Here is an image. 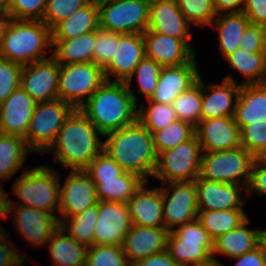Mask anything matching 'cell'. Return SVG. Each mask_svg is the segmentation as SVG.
Listing matches in <instances>:
<instances>
[{"label": "cell", "instance_id": "9", "mask_svg": "<svg viewBox=\"0 0 266 266\" xmlns=\"http://www.w3.org/2000/svg\"><path fill=\"white\" fill-rule=\"evenodd\" d=\"M202 149L194 134L175 148L157 155L153 177L163 183L189 182L199 176Z\"/></svg>", "mask_w": 266, "mask_h": 266}, {"label": "cell", "instance_id": "46", "mask_svg": "<svg viewBox=\"0 0 266 266\" xmlns=\"http://www.w3.org/2000/svg\"><path fill=\"white\" fill-rule=\"evenodd\" d=\"M241 146L255 158L266 153V122H252L240 131Z\"/></svg>", "mask_w": 266, "mask_h": 266}, {"label": "cell", "instance_id": "30", "mask_svg": "<svg viewBox=\"0 0 266 266\" xmlns=\"http://www.w3.org/2000/svg\"><path fill=\"white\" fill-rule=\"evenodd\" d=\"M249 24L242 11L217 14L211 26L219 33V49L224 59L240 48V38Z\"/></svg>", "mask_w": 266, "mask_h": 266}, {"label": "cell", "instance_id": "26", "mask_svg": "<svg viewBox=\"0 0 266 266\" xmlns=\"http://www.w3.org/2000/svg\"><path fill=\"white\" fill-rule=\"evenodd\" d=\"M191 26L175 0H150L149 31L174 38L192 39Z\"/></svg>", "mask_w": 266, "mask_h": 266}, {"label": "cell", "instance_id": "6", "mask_svg": "<svg viewBox=\"0 0 266 266\" xmlns=\"http://www.w3.org/2000/svg\"><path fill=\"white\" fill-rule=\"evenodd\" d=\"M255 159L242 146L231 150L202 152L197 178L240 185L246 189Z\"/></svg>", "mask_w": 266, "mask_h": 266}, {"label": "cell", "instance_id": "34", "mask_svg": "<svg viewBox=\"0 0 266 266\" xmlns=\"http://www.w3.org/2000/svg\"><path fill=\"white\" fill-rule=\"evenodd\" d=\"M224 61L244 77L241 85L266 83V52H248L239 48Z\"/></svg>", "mask_w": 266, "mask_h": 266}, {"label": "cell", "instance_id": "47", "mask_svg": "<svg viewBox=\"0 0 266 266\" xmlns=\"http://www.w3.org/2000/svg\"><path fill=\"white\" fill-rule=\"evenodd\" d=\"M84 171L91 180L115 179L125 172L104 150L92 160Z\"/></svg>", "mask_w": 266, "mask_h": 266}, {"label": "cell", "instance_id": "37", "mask_svg": "<svg viewBox=\"0 0 266 266\" xmlns=\"http://www.w3.org/2000/svg\"><path fill=\"white\" fill-rule=\"evenodd\" d=\"M98 218V202L79 214L65 218L60 227L75 241L87 248L94 245V231Z\"/></svg>", "mask_w": 266, "mask_h": 266}, {"label": "cell", "instance_id": "19", "mask_svg": "<svg viewBox=\"0 0 266 266\" xmlns=\"http://www.w3.org/2000/svg\"><path fill=\"white\" fill-rule=\"evenodd\" d=\"M237 83L231 75L226 76L221 84L202 81L201 120L235 115L241 89V84Z\"/></svg>", "mask_w": 266, "mask_h": 266}, {"label": "cell", "instance_id": "3", "mask_svg": "<svg viewBox=\"0 0 266 266\" xmlns=\"http://www.w3.org/2000/svg\"><path fill=\"white\" fill-rule=\"evenodd\" d=\"M105 136L104 151L125 172L134 173L145 181L153 176L157 163L153 136L138 120Z\"/></svg>", "mask_w": 266, "mask_h": 266}, {"label": "cell", "instance_id": "48", "mask_svg": "<svg viewBox=\"0 0 266 266\" xmlns=\"http://www.w3.org/2000/svg\"><path fill=\"white\" fill-rule=\"evenodd\" d=\"M23 66L0 57V105L21 86Z\"/></svg>", "mask_w": 266, "mask_h": 266}, {"label": "cell", "instance_id": "24", "mask_svg": "<svg viewBox=\"0 0 266 266\" xmlns=\"http://www.w3.org/2000/svg\"><path fill=\"white\" fill-rule=\"evenodd\" d=\"M169 231L164 227H143L132 225L126 234L123 250L132 266L138 261L167 249Z\"/></svg>", "mask_w": 266, "mask_h": 266}, {"label": "cell", "instance_id": "38", "mask_svg": "<svg viewBox=\"0 0 266 266\" xmlns=\"http://www.w3.org/2000/svg\"><path fill=\"white\" fill-rule=\"evenodd\" d=\"M178 120L191 123L194 127L201 120L202 77L187 91L181 93L172 103Z\"/></svg>", "mask_w": 266, "mask_h": 266}, {"label": "cell", "instance_id": "28", "mask_svg": "<svg viewBox=\"0 0 266 266\" xmlns=\"http://www.w3.org/2000/svg\"><path fill=\"white\" fill-rule=\"evenodd\" d=\"M234 118L240 131L252 122H266V83L241 85Z\"/></svg>", "mask_w": 266, "mask_h": 266}, {"label": "cell", "instance_id": "20", "mask_svg": "<svg viewBox=\"0 0 266 266\" xmlns=\"http://www.w3.org/2000/svg\"><path fill=\"white\" fill-rule=\"evenodd\" d=\"M198 211L243 209V186L196 178Z\"/></svg>", "mask_w": 266, "mask_h": 266}, {"label": "cell", "instance_id": "11", "mask_svg": "<svg viewBox=\"0 0 266 266\" xmlns=\"http://www.w3.org/2000/svg\"><path fill=\"white\" fill-rule=\"evenodd\" d=\"M73 110L70 104L59 98L37 103L25 139L29 150L45 153L54 143L66 118Z\"/></svg>", "mask_w": 266, "mask_h": 266}, {"label": "cell", "instance_id": "54", "mask_svg": "<svg viewBox=\"0 0 266 266\" xmlns=\"http://www.w3.org/2000/svg\"><path fill=\"white\" fill-rule=\"evenodd\" d=\"M233 266H265L266 265V239L254 250L240 255Z\"/></svg>", "mask_w": 266, "mask_h": 266}, {"label": "cell", "instance_id": "18", "mask_svg": "<svg viewBox=\"0 0 266 266\" xmlns=\"http://www.w3.org/2000/svg\"><path fill=\"white\" fill-rule=\"evenodd\" d=\"M202 152H217L241 147L240 129L234 116L200 120L195 126Z\"/></svg>", "mask_w": 266, "mask_h": 266}, {"label": "cell", "instance_id": "21", "mask_svg": "<svg viewBox=\"0 0 266 266\" xmlns=\"http://www.w3.org/2000/svg\"><path fill=\"white\" fill-rule=\"evenodd\" d=\"M36 102L20 86L0 105V133L26 139Z\"/></svg>", "mask_w": 266, "mask_h": 266}, {"label": "cell", "instance_id": "51", "mask_svg": "<svg viewBox=\"0 0 266 266\" xmlns=\"http://www.w3.org/2000/svg\"><path fill=\"white\" fill-rule=\"evenodd\" d=\"M9 238L11 236L4 227L0 228V266H24L25 256L17 251L18 247H14Z\"/></svg>", "mask_w": 266, "mask_h": 266}, {"label": "cell", "instance_id": "16", "mask_svg": "<svg viewBox=\"0 0 266 266\" xmlns=\"http://www.w3.org/2000/svg\"><path fill=\"white\" fill-rule=\"evenodd\" d=\"M131 228L132 221L126 203L98 201L94 245H123Z\"/></svg>", "mask_w": 266, "mask_h": 266}, {"label": "cell", "instance_id": "7", "mask_svg": "<svg viewBox=\"0 0 266 266\" xmlns=\"http://www.w3.org/2000/svg\"><path fill=\"white\" fill-rule=\"evenodd\" d=\"M105 81L104 69L94 62L60 64L59 99L80 109Z\"/></svg>", "mask_w": 266, "mask_h": 266}, {"label": "cell", "instance_id": "43", "mask_svg": "<svg viewBox=\"0 0 266 266\" xmlns=\"http://www.w3.org/2000/svg\"><path fill=\"white\" fill-rule=\"evenodd\" d=\"M85 266H131L122 245H93L87 249Z\"/></svg>", "mask_w": 266, "mask_h": 266}, {"label": "cell", "instance_id": "2", "mask_svg": "<svg viewBox=\"0 0 266 266\" xmlns=\"http://www.w3.org/2000/svg\"><path fill=\"white\" fill-rule=\"evenodd\" d=\"M138 97L125 82L106 80L80 108L103 134L137 120Z\"/></svg>", "mask_w": 266, "mask_h": 266}, {"label": "cell", "instance_id": "52", "mask_svg": "<svg viewBox=\"0 0 266 266\" xmlns=\"http://www.w3.org/2000/svg\"><path fill=\"white\" fill-rule=\"evenodd\" d=\"M255 192L259 196L266 195V161L262 158H256L252 164L250 179L245 194L247 196L245 197L250 200L252 194Z\"/></svg>", "mask_w": 266, "mask_h": 266}, {"label": "cell", "instance_id": "31", "mask_svg": "<svg viewBox=\"0 0 266 266\" xmlns=\"http://www.w3.org/2000/svg\"><path fill=\"white\" fill-rule=\"evenodd\" d=\"M46 246L49 248L52 266H85L88 248L75 241L61 227L51 236Z\"/></svg>", "mask_w": 266, "mask_h": 266}, {"label": "cell", "instance_id": "57", "mask_svg": "<svg viewBox=\"0 0 266 266\" xmlns=\"http://www.w3.org/2000/svg\"><path fill=\"white\" fill-rule=\"evenodd\" d=\"M8 195L3 189V184L0 182V220L11 217V215L9 216L10 199ZM0 226L3 227L1 224Z\"/></svg>", "mask_w": 266, "mask_h": 266}, {"label": "cell", "instance_id": "41", "mask_svg": "<svg viewBox=\"0 0 266 266\" xmlns=\"http://www.w3.org/2000/svg\"><path fill=\"white\" fill-rule=\"evenodd\" d=\"M162 68L154 59L145 56L135 67L131 77L125 82L128 89L131 88L134 76H136L138 93L144 97L146 96L147 100L150 99L157 87Z\"/></svg>", "mask_w": 266, "mask_h": 266}, {"label": "cell", "instance_id": "49", "mask_svg": "<svg viewBox=\"0 0 266 266\" xmlns=\"http://www.w3.org/2000/svg\"><path fill=\"white\" fill-rule=\"evenodd\" d=\"M47 0H9L7 13L14 20H42Z\"/></svg>", "mask_w": 266, "mask_h": 266}, {"label": "cell", "instance_id": "58", "mask_svg": "<svg viewBox=\"0 0 266 266\" xmlns=\"http://www.w3.org/2000/svg\"><path fill=\"white\" fill-rule=\"evenodd\" d=\"M12 19L7 11H0V48Z\"/></svg>", "mask_w": 266, "mask_h": 266}, {"label": "cell", "instance_id": "32", "mask_svg": "<svg viewBox=\"0 0 266 266\" xmlns=\"http://www.w3.org/2000/svg\"><path fill=\"white\" fill-rule=\"evenodd\" d=\"M94 46L95 31L69 40L52 39L55 50L51 56L59 64L93 62Z\"/></svg>", "mask_w": 266, "mask_h": 266}, {"label": "cell", "instance_id": "8", "mask_svg": "<svg viewBox=\"0 0 266 266\" xmlns=\"http://www.w3.org/2000/svg\"><path fill=\"white\" fill-rule=\"evenodd\" d=\"M166 250L178 266H193L212 258L213 239L195 219L169 232Z\"/></svg>", "mask_w": 266, "mask_h": 266}, {"label": "cell", "instance_id": "40", "mask_svg": "<svg viewBox=\"0 0 266 266\" xmlns=\"http://www.w3.org/2000/svg\"><path fill=\"white\" fill-rule=\"evenodd\" d=\"M194 134L195 127L191 123L177 119L152 135L155 152L158 155L173 149L178 144L189 140Z\"/></svg>", "mask_w": 266, "mask_h": 266}, {"label": "cell", "instance_id": "1", "mask_svg": "<svg viewBox=\"0 0 266 266\" xmlns=\"http://www.w3.org/2000/svg\"><path fill=\"white\" fill-rule=\"evenodd\" d=\"M104 135L80 109H74L66 118L54 143L45 152L53 155V163L71 170H84L104 150Z\"/></svg>", "mask_w": 266, "mask_h": 266}, {"label": "cell", "instance_id": "27", "mask_svg": "<svg viewBox=\"0 0 266 266\" xmlns=\"http://www.w3.org/2000/svg\"><path fill=\"white\" fill-rule=\"evenodd\" d=\"M250 222L247 218L237 228L217 237L213 241L212 258L222 254L232 259L258 247L266 239L265 230L248 228Z\"/></svg>", "mask_w": 266, "mask_h": 266}, {"label": "cell", "instance_id": "39", "mask_svg": "<svg viewBox=\"0 0 266 266\" xmlns=\"http://www.w3.org/2000/svg\"><path fill=\"white\" fill-rule=\"evenodd\" d=\"M147 101L148 106L145 105L144 100L138 106L137 120L152 135L177 120L172 104L155 103L149 99Z\"/></svg>", "mask_w": 266, "mask_h": 266}, {"label": "cell", "instance_id": "4", "mask_svg": "<svg viewBox=\"0 0 266 266\" xmlns=\"http://www.w3.org/2000/svg\"><path fill=\"white\" fill-rule=\"evenodd\" d=\"M48 48H52V34L44 22L12 19L0 48V57L23 66L49 58L45 56Z\"/></svg>", "mask_w": 266, "mask_h": 266}, {"label": "cell", "instance_id": "17", "mask_svg": "<svg viewBox=\"0 0 266 266\" xmlns=\"http://www.w3.org/2000/svg\"><path fill=\"white\" fill-rule=\"evenodd\" d=\"M145 56L154 59L162 67L179 66L196 58L192 39H180L151 32L143 33Z\"/></svg>", "mask_w": 266, "mask_h": 266}, {"label": "cell", "instance_id": "35", "mask_svg": "<svg viewBox=\"0 0 266 266\" xmlns=\"http://www.w3.org/2000/svg\"><path fill=\"white\" fill-rule=\"evenodd\" d=\"M32 152L25 139L0 133V180H9L24 165L27 155Z\"/></svg>", "mask_w": 266, "mask_h": 266}, {"label": "cell", "instance_id": "15", "mask_svg": "<svg viewBox=\"0 0 266 266\" xmlns=\"http://www.w3.org/2000/svg\"><path fill=\"white\" fill-rule=\"evenodd\" d=\"M15 210L13 225L31 246L45 247L51 236L60 227L57 216L40 209L9 205V215Z\"/></svg>", "mask_w": 266, "mask_h": 266}, {"label": "cell", "instance_id": "45", "mask_svg": "<svg viewBox=\"0 0 266 266\" xmlns=\"http://www.w3.org/2000/svg\"><path fill=\"white\" fill-rule=\"evenodd\" d=\"M119 44V33L98 28L95 31L93 62L103 69L110 63Z\"/></svg>", "mask_w": 266, "mask_h": 266}, {"label": "cell", "instance_id": "13", "mask_svg": "<svg viewBox=\"0 0 266 266\" xmlns=\"http://www.w3.org/2000/svg\"><path fill=\"white\" fill-rule=\"evenodd\" d=\"M98 201L96 187L91 178L84 170H72L64 184L60 182L59 222L61 223L65 218L72 217L84 209L96 205Z\"/></svg>", "mask_w": 266, "mask_h": 266}, {"label": "cell", "instance_id": "42", "mask_svg": "<svg viewBox=\"0 0 266 266\" xmlns=\"http://www.w3.org/2000/svg\"><path fill=\"white\" fill-rule=\"evenodd\" d=\"M184 18L192 25L208 26L217 13L211 0H175Z\"/></svg>", "mask_w": 266, "mask_h": 266}, {"label": "cell", "instance_id": "23", "mask_svg": "<svg viewBox=\"0 0 266 266\" xmlns=\"http://www.w3.org/2000/svg\"><path fill=\"white\" fill-rule=\"evenodd\" d=\"M196 59L179 66L163 67L157 87L149 99L155 103L172 104L183 92L193 86L200 74Z\"/></svg>", "mask_w": 266, "mask_h": 266}, {"label": "cell", "instance_id": "59", "mask_svg": "<svg viewBox=\"0 0 266 266\" xmlns=\"http://www.w3.org/2000/svg\"><path fill=\"white\" fill-rule=\"evenodd\" d=\"M193 266H224V264L220 262V260H217L216 258H211L210 260L206 262L199 263Z\"/></svg>", "mask_w": 266, "mask_h": 266}, {"label": "cell", "instance_id": "5", "mask_svg": "<svg viewBox=\"0 0 266 266\" xmlns=\"http://www.w3.org/2000/svg\"><path fill=\"white\" fill-rule=\"evenodd\" d=\"M60 178L59 173L49 165L25 168L12 185V192L22 202L10 200L9 205L32 207L56 216L59 209Z\"/></svg>", "mask_w": 266, "mask_h": 266}, {"label": "cell", "instance_id": "62", "mask_svg": "<svg viewBox=\"0 0 266 266\" xmlns=\"http://www.w3.org/2000/svg\"><path fill=\"white\" fill-rule=\"evenodd\" d=\"M261 158L266 161V153Z\"/></svg>", "mask_w": 266, "mask_h": 266}, {"label": "cell", "instance_id": "12", "mask_svg": "<svg viewBox=\"0 0 266 266\" xmlns=\"http://www.w3.org/2000/svg\"><path fill=\"white\" fill-rule=\"evenodd\" d=\"M160 186L164 228L169 232L197 219L198 198L194 181L170 182ZM167 185V186H166Z\"/></svg>", "mask_w": 266, "mask_h": 266}, {"label": "cell", "instance_id": "10", "mask_svg": "<svg viewBox=\"0 0 266 266\" xmlns=\"http://www.w3.org/2000/svg\"><path fill=\"white\" fill-rule=\"evenodd\" d=\"M99 28L116 33L143 34L149 26L150 0L97 2Z\"/></svg>", "mask_w": 266, "mask_h": 266}, {"label": "cell", "instance_id": "55", "mask_svg": "<svg viewBox=\"0 0 266 266\" xmlns=\"http://www.w3.org/2000/svg\"><path fill=\"white\" fill-rule=\"evenodd\" d=\"M132 266H178L167 250L151 255Z\"/></svg>", "mask_w": 266, "mask_h": 266}, {"label": "cell", "instance_id": "44", "mask_svg": "<svg viewBox=\"0 0 266 266\" xmlns=\"http://www.w3.org/2000/svg\"><path fill=\"white\" fill-rule=\"evenodd\" d=\"M91 0H47L42 22L52 29L60 21L67 19Z\"/></svg>", "mask_w": 266, "mask_h": 266}, {"label": "cell", "instance_id": "53", "mask_svg": "<svg viewBox=\"0 0 266 266\" xmlns=\"http://www.w3.org/2000/svg\"><path fill=\"white\" fill-rule=\"evenodd\" d=\"M242 12L251 24L266 27V0H245Z\"/></svg>", "mask_w": 266, "mask_h": 266}, {"label": "cell", "instance_id": "14", "mask_svg": "<svg viewBox=\"0 0 266 266\" xmlns=\"http://www.w3.org/2000/svg\"><path fill=\"white\" fill-rule=\"evenodd\" d=\"M59 69L52 56L23 65L21 87L36 103L58 99Z\"/></svg>", "mask_w": 266, "mask_h": 266}, {"label": "cell", "instance_id": "50", "mask_svg": "<svg viewBox=\"0 0 266 266\" xmlns=\"http://www.w3.org/2000/svg\"><path fill=\"white\" fill-rule=\"evenodd\" d=\"M239 46L248 52H266V27L250 23L240 38Z\"/></svg>", "mask_w": 266, "mask_h": 266}, {"label": "cell", "instance_id": "61", "mask_svg": "<svg viewBox=\"0 0 266 266\" xmlns=\"http://www.w3.org/2000/svg\"><path fill=\"white\" fill-rule=\"evenodd\" d=\"M97 2H106V1H114V0H96Z\"/></svg>", "mask_w": 266, "mask_h": 266}, {"label": "cell", "instance_id": "25", "mask_svg": "<svg viewBox=\"0 0 266 266\" xmlns=\"http://www.w3.org/2000/svg\"><path fill=\"white\" fill-rule=\"evenodd\" d=\"M145 181L127 201L132 225L164 227L162 193L159 187L150 188Z\"/></svg>", "mask_w": 266, "mask_h": 266}, {"label": "cell", "instance_id": "33", "mask_svg": "<svg viewBox=\"0 0 266 266\" xmlns=\"http://www.w3.org/2000/svg\"><path fill=\"white\" fill-rule=\"evenodd\" d=\"M92 182L95 184L100 201L127 203L145 180L134 173L124 172L115 179L92 180Z\"/></svg>", "mask_w": 266, "mask_h": 266}, {"label": "cell", "instance_id": "36", "mask_svg": "<svg viewBox=\"0 0 266 266\" xmlns=\"http://www.w3.org/2000/svg\"><path fill=\"white\" fill-rule=\"evenodd\" d=\"M248 216L243 209L198 211L197 219L213 241L243 223Z\"/></svg>", "mask_w": 266, "mask_h": 266}, {"label": "cell", "instance_id": "60", "mask_svg": "<svg viewBox=\"0 0 266 266\" xmlns=\"http://www.w3.org/2000/svg\"><path fill=\"white\" fill-rule=\"evenodd\" d=\"M9 5V0H0V11H6Z\"/></svg>", "mask_w": 266, "mask_h": 266}, {"label": "cell", "instance_id": "22", "mask_svg": "<svg viewBox=\"0 0 266 266\" xmlns=\"http://www.w3.org/2000/svg\"><path fill=\"white\" fill-rule=\"evenodd\" d=\"M145 57L143 34L119 33V44L113 59L104 68L105 79L112 81L111 75L118 82H126L135 70V67Z\"/></svg>", "mask_w": 266, "mask_h": 266}, {"label": "cell", "instance_id": "29", "mask_svg": "<svg viewBox=\"0 0 266 266\" xmlns=\"http://www.w3.org/2000/svg\"><path fill=\"white\" fill-rule=\"evenodd\" d=\"M99 28V10L96 0H91L67 19L51 29L52 39L69 40L96 31Z\"/></svg>", "mask_w": 266, "mask_h": 266}, {"label": "cell", "instance_id": "56", "mask_svg": "<svg viewBox=\"0 0 266 266\" xmlns=\"http://www.w3.org/2000/svg\"><path fill=\"white\" fill-rule=\"evenodd\" d=\"M217 14L241 12L245 0H211ZM224 11V12H223Z\"/></svg>", "mask_w": 266, "mask_h": 266}]
</instances>
